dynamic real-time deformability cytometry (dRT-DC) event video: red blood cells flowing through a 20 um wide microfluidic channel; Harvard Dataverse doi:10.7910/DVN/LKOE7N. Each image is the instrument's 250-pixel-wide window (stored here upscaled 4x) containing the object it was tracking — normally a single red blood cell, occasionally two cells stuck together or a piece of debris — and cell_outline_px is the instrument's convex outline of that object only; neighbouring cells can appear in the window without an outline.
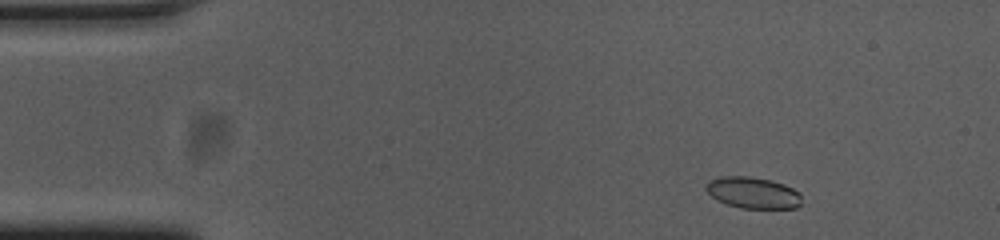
{"species": "common noctule bat (a hibernating species)", "species_latin": "Nyctalus noctula", "temperature_condition": "cold", "stored_images_in_passage": 52, "camera_frame_rate_fps": 3000, "um_per_image_px": 0.085, "animal": {"sex": "female", "body_mass_g": 23.0, "forearm_length_mm": 53.4}, "frame": {"image": 1, "passage_image": 3, "time_ms": 0.667, "image_size_px": [1000, 240], "cell_outline_px": [[800, 204], [796, 208], [740, 208], [728, 204], [712, 196], [704, 188], [708, 180], [720, 176], [752, 176], [772, 180], [784, 184], [800, 192]], "centroid_in_image_um": [64.0, 16.36], "position_along_channel_um": 21.0, "area_um2": 17.51}}
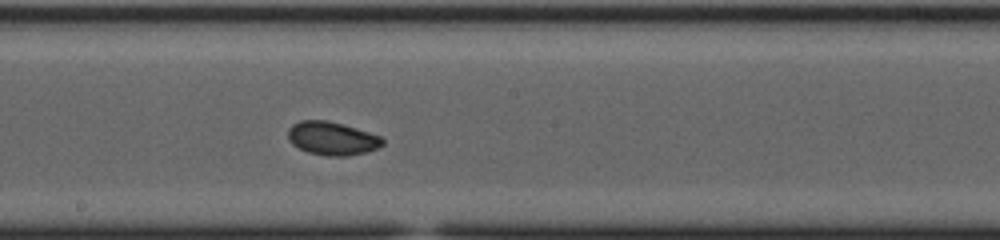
{"frame": {"image": 2, "passage_image": 26, "time_ms": 8.333, "image_size_px": [1000, 240], "cell_outline_px": [[384, 144], [380, 148], [368, 152], [348, 156], [328, 156], [308, 152], [292, 144], [288, 140], [288, 128], [292, 124], [300, 120], [328, 120], [344, 124], [380, 136], [384, 140]], "centroid_in_image_um": [28.24, 11.76], "position_along_channel_um": 220.0, "area_um2": 18.61}}
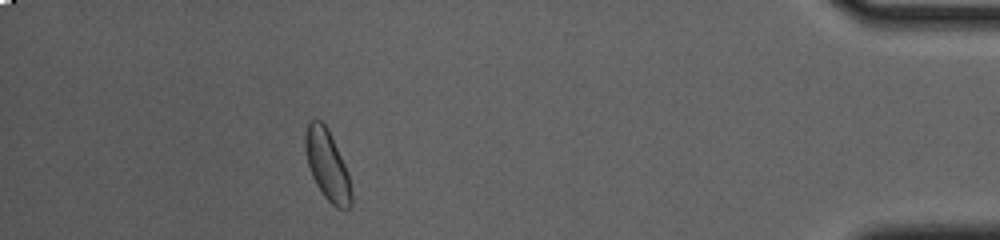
{"frame": {"image": 3, "passage_image": 46, "time_ms": 15.0, "image_size_px": [1000, 240], "cell_outline_px": [[352, 204], [348, 208], [336, 208], [324, 196], [316, 184], [312, 176], [308, 164], [304, 144], [304, 132], [308, 124], [312, 120], [320, 120], [328, 128], [348, 172], [352, 192]], "centroid_in_image_um": [27.82, 14.04], "position_along_channel_um": 407.4, "area_um2": 18.79}, "authors_computed_cell_mechanics": {"area_um2": 18.1492, "velocity_mm_per_s": 3.6521, "shape_relaxation_time_tau1_ms": 4.8116, "shape_relaxation_time_tau2_ms": 2.0067, "deformation_change_tau1": 0.1036, "deformation_change_tau2": 0.0563}}